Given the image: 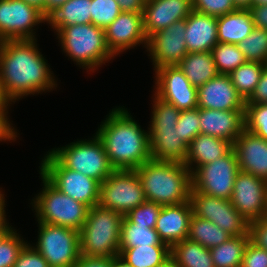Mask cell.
<instances>
[{
  "instance_id": "816d5d0a",
  "label": "cell",
  "mask_w": 267,
  "mask_h": 267,
  "mask_svg": "<svg viewBox=\"0 0 267 267\" xmlns=\"http://www.w3.org/2000/svg\"><path fill=\"white\" fill-rule=\"evenodd\" d=\"M5 214V196L0 189V232H9L12 229L5 218Z\"/></svg>"
},
{
  "instance_id": "7bdbcfd3",
  "label": "cell",
  "mask_w": 267,
  "mask_h": 267,
  "mask_svg": "<svg viewBox=\"0 0 267 267\" xmlns=\"http://www.w3.org/2000/svg\"><path fill=\"white\" fill-rule=\"evenodd\" d=\"M13 267H50L46 259L29 243L20 252Z\"/></svg>"
},
{
  "instance_id": "30bf717a",
  "label": "cell",
  "mask_w": 267,
  "mask_h": 267,
  "mask_svg": "<svg viewBox=\"0 0 267 267\" xmlns=\"http://www.w3.org/2000/svg\"><path fill=\"white\" fill-rule=\"evenodd\" d=\"M38 224V241L34 248L50 267H73L81 256L79 232L44 222Z\"/></svg>"
},
{
  "instance_id": "484cf974",
  "label": "cell",
  "mask_w": 267,
  "mask_h": 267,
  "mask_svg": "<svg viewBox=\"0 0 267 267\" xmlns=\"http://www.w3.org/2000/svg\"><path fill=\"white\" fill-rule=\"evenodd\" d=\"M255 28L248 9H237L217 17L218 42L238 45Z\"/></svg>"
},
{
  "instance_id": "5bb4252c",
  "label": "cell",
  "mask_w": 267,
  "mask_h": 267,
  "mask_svg": "<svg viewBox=\"0 0 267 267\" xmlns=\"http://www.w3.org/2000/svg\"><path fill=\"white\" fill-rule=\"evenodd\" d=\"M47 23L37 8L22 0H0V42L4 40L36 39L34 26Z\"/></svg>"
},
{
  "instance_id": "db71d44e",
  "label": "cell",
  "mask_w": 267,
  "mask_h": 267,
  "mask_svg": "<svg viewBox=\"0 0 267 267\" xmlns=\"http://www.w3.org/2000/svg\"><path fill=\"white\" fill-rule=\"evenodd\" d=\"M22 1H24L28 5L37 8L45 16V0H22Z\"/></svg>"
},
{
  "instance_id": "4dcf8cb0",
  "label": "cell",
  "mask_w": 267,
  "mask_h": 267,
  "mask_svg": "<svg viewBox=\"0 0 267 267\" xmlns=\"http://www.w3.org/2000/svg\"><path fill=\"white\" fill-rule=\"evenodd\" d=\"M232 236L213 222L192 215L187 239L197 242L205 248L219 246Z\"/></svg>"
},
{
  "instance_id": "9a60e30c",
  "label": "cell",
  "mask_w": 267,
  "mask_h": 267,
  "mask_svg": "<svg viewBox=\"0 0 267 267\" xmlns=\"http://www.w3.org/2000/svg\"><path fill=\"white\" fill-rule=\"evenodd\" d=\"M186 19L175 22L147 39V52L154 70L164 66H177L188 54L186 41Z\"/></svg>"
},
{
  "instance_id": "d6a6232c",
  "label": "cell",
  "mask_w": 267,
  "mask_h": 267,
  "mask_svg": "<svg viewBox=\"0 0 267 267\" xmlns=\"http://www.w3.org/2000/svg\"><path fill=\"white\" fill-rule=\"evenodd\" d=\"M144 245H167L163 243L155 228L147 225H135L125 216L122 219L119 248H134Z\"/></svg>"
},
{
  "instance_id": "7dc6e473",
  "label": "cell",
  "mask_w": 267,
  "mask_h": 267,
  "mask_svg": "<svg viewBox=\"0 0 267 267\" xmlns=\"http://www.w3.org/2000/svg\"><path fill=\"white\" fill-rule=\"evenodd\" d=\"M267 101V65L264 66L261 78L246 104L266 103Z\"/></svg>"
},
{
  "instance_id": "6da1fadb",
  "label": "cell",
  "mask_w": 267,
  "mask_h": 267,
  "mask_svg": "<svg viewBox=\"0 0 267 267\" xmlns=\"http://www.w3.org/2000/svg\"><path fill=\"white\" fill-rule=\"evenodd\" d=\"M36 39L0 42V77L11 102L31 94L56 89L55 77L38 50Z\"/></svg>"
},
{
  "instance_id": "52a82bcc",
  "label": "cell",
  "mask_w": 267,
  "mask_h": 267,
  "mask_svg": "<svg viewBox=\"0 0 267 267\" xmlns=\"http://www.w3.org/2000/svg\"><path fill=\"white\" fill-rule=\"evenodd\" d=\"M43 189L33 202L38 222L71 228L78 232L86 222L89 207L55 188L40 172Z\"/></svg>"
},
{
  "instance_id": "44dd1931",
  "label": "cell",
  "mask_w": 267,
  "mask_h": 267,
  "mask_svg": "<svg viewBox=\"0 0 267 267\" xmlns=\"http://www.w3.org/2000/svg\"><path fill=\"white\" fill-rule=\"evenodd\" d=\"M239 170L267 181V140L244 129L233 142Z\"/></svg>"
},
{
  "instance_id": "ac0fdd59",
  "label": "cell",
  "mask_w": 267,
  "mask_h": 267,
  "mask_svg": "<svg viewBox=\"0 0 267 267\" xmlns=\"http://www.w3.org/2000/svg\"><path fill=\"white\" fill-rule=\"evenodd\" d=\"M104 32L107 47L114 56L140 44L147 48L141 13L122 11Z\"/></svg>"
},
{
  "instance_id": "cb8c5ba5",
  "label": "cell",
  "mask_w": 267,
  "mask_h": 267,
  "mask_svg": "<svg viewBox=\"0 0 267 267\" xmlns=\"http://www.w3.org/2000/svg\"><path fill=\"white\" fill-rule=\"evenodd\" d=\"M184 38L188 53L211 52L218 43L217 17L193 10L186 18Z\"/></svg>"
},
{
  "instance_id": "bcb514c9",
  "label": "cell",
  "mask_w": 267,
  "mask_h": 267,
  "mask_svg": "<svg viewBox=\"0 0 267 267\" xmlns=\"http://www.w3.org/2000/svg\"><path fill=\"white\" fill-rule=\"evenodd\" d=\"M8 108L9 107H0V141H15L17 137V131L8 120Z\"/></svg>"
},
{
  "instance_id": "277c9868",
  "label": "cell",
  "mask_w": 267,
  "mask_h": 267,
  "mask_svg": "<svg viewBox=\"0 0 267 267\" xmlns=\"http://www.w3.org/2000/svg\"><path fill=\"white\" fill-rule=\"evenodd\" d=\"M149 139L151 159L184 163L188 144L182 139L176 123L181 110L154 94Z\"/></svg>"
},
{
  "instance_id": "f35d334b",
  "label": "cell",
  "mask_w": 267,
  "mask_h": 267,
  "mask_svg": "<svg viewBox=\"0 0 267 267\" xmlns=\"http://www.w3.org/2000/svg\"><path fill=\"white\" fill-rule=\"evenodd\" d=\"M245 129L267 140V104H246Z\"/></svg>"
},
{
  "instance_id": "4fadbf2b",
  "label": "cell",
  "mask_w": 267,
  "mask_h": 267,
  "mask_svg": "<svg viewBox=\"0 0 267 267\" xmlns=\"http://www.w3.org/2000/svg\"><path fill=\"white\" fill-rule=\"evenodd\" d=\"M190 203L195 216L213 222L231 236L246 235L249 231V223L230 200L191 191Z\"/></svg>"
},
{
  "instance_id": "681fc988",
  "label": "cell",
  "mask_w": 267,
  "mask_h": 267,
  "mask_svg": "<svg viewBox=\"0 0 267 267\" xmlns=\"http://www.w3.org/2000/svg\"><path fill=\"white\" fill-rule=\"evenodd\" d=\"M248 10L255 27L267 30V5L251 6Z\"/></svg>"
},
{
  "instance_id": "d6986e66",
  "label": "cell",
  "mask_w": 267,
  "mask_h": 267,
  "mask_svg": "<svg viewBox=\"0 0 267 267\" xmlns=\"http://www.w3.org/2000/svg\"><path fill=\"white\" fill-rule=\"evenodd\" d=\"M193 11L192 0H147L143 7V26L147 39Z\"/></svg>"
},
{
  "instance_id": "3957f363",
  "label": "cell",
  "mask_w": 267,
  "mask_h": 267,
  "mask_svg": "<svg viewBox=\"0 0 267 267\" xmlns=\"http://www.w3.org/2000/svg\"><path fill=\"white\" fill-rule=\"evenodd\" d=\"M135 171L147 201L168 206L190 200L192 173L183 163L150 159Z\"/></svg>"
},
{
  "instance_id": "91938a15",
  "label": "cell",
  "mask_w": 267,
  "mask_h": 267,
  "mask_svg": "<svg viewBox=\"0 0 267 267\" xmlns=\"http://www.w3.org/2000/svg\"><path fill=\"white\" fill-rule=\"evenodd\" d=\"M264 217L267 218V195H266V209H265Z\"/></svg>"
},
{
  "instance_id": "4316f807",
  "label": "cell",
  "mask_w": 267,
  "mask_h": 267,
  "mask_svg": "<svg viewBox=\"0 0 267 267\" xmlns=\"http://www.w3.org/2000/svg\"><path fill=\"white\" fill-rule=\"evenodd\" d=\"M177 67L197 88L219 74L211 52L188 53Z\"/></svg>"
},
{
  "instance_id": "f546056e",
  "label": "cell",
  "mask_w": 267,
  "mask_h": 267,
  "mask_svg": "<svg viewBox=\"0 0 267 267\" xmlns=\"http://www.w3.org/2000/svg\"><path fill=\"white\" fill-rule=\"evenodd\" d=\"M91 0H68L48 18L51 27L91 23Z\"/></svg>"
},
{
  "instance_id": "b9f144b4",
  "label": "cell",
  "mask_w": 267,
  "mask_h": 267,
  "mask_svg": "<svg viewBox=\"0 0 267 267\" xmlns=\"http://www.w3.org/2000/svg\"><path fill=\"white\" fill-rule=\"evenodd\" d=\"M194 11L220 17L237 10L232 0H192Z\"/></svg>"
},
{
  "instance_id": "ba28073f",
  "label": "cell",
  "mask_w": 267,
  "mask_h": 267,
  "mask_svg": "<svg viewBox=\"0 0 267 267\" xmlns=\"http://www.w3.org/2000/svg\"><path fill=\"white\" fill-rule=\"evenodd\" d=\"M91 139L78 140L49 152L65 168L78 171L101 184L115 169L110 164L102 140L97 134Z\"/></svg>"
},
{
  "instance_id": "e575fe53",
  "label": "cell",
  "mask_w": 267,
  "mask_h": 267,
  "mask_svg": "<svg viewBox=\"0 0 267 267\" xmlns=\"http://www.w3.org/2000/svg\"><path fill=\"white\" fill-rule=\"evenodd\" d=\"M219 74L229 75L247 60L237 45L220 43L211 50Z\"/></svg>"
},
{
  "instance_id": "836d02e7",
  "label": "cell",
  "mask_w": 267,
  "mask_h": 267,
  "mask_svg": "<svg viewBox=\"0 0 267 267\" xmlns=\"http://www.w3.org/2000/svg\"><path fill=\"white\" fill-rule=\"evenodd\" d=\"M265 65L247 61L229 74L231 83L245 101L254 92Z\"/></svg>"
},
{
  "instance_id": "60d3db41",
  "label": "cell",
  "mask_w": 267,
  "mask_h": 267,
  "mask_svg": "<svg viewBox=\"0 0 267 267\" xmlns=\"http://www.w3.org/2000/svg\"><path fill=\"white\" fill-rule=\"evenodd\" d=\"M182 139L189 145L200 134L199 108L182 110L176 123Z\"/></svg>"
},
{
  "instance_id": "ab89813d",
  "label": "cell",
  "mask_w": 267,
  "mask_h": 267,
  "mask_svg": "<svg viewBox=\"0 0 267 267\" xmlns=\"http://www.w3.org/2000/svg\"><path fill=\"white\" fill-rule=\"evenodd\" d=\"M161 208V205L146 200L128 212L125 217L135 225H147L149 228H155Z\"/></svg>"
},
{
  "instance_id": "94428289",
  "label": "cell",
  "mask_w": 267,
  "mask_h": 267,
  "mask_svg": "<svg viewBox=\"0 0 267 267\" xmlns=\"http://www.w3.org/2000/svg\"><path fill=\"white\" fill-rule=\"evenodd\" d=\"M8 232H0V238Z\"/></svg>"
},
{
  "instance_id": "7402d4cb",
  "label": "cell",
  "mask_w": 267,
  "mask_h": 267,
  "mask_svg": "<svg viewBox=\"0 0 267 267\" xmlns=\"http://www.w3.org/2000/svg\"><path fill=\"white\" fill-rule=\"evenodd\" d=\"M200 132L233 144L245 129V110L199 109Z\"/></svg>"
},
{
  "instance_id": "9c48e42d",
  "label": "cell",
  "mask_w": 267,
  "mask_h": 267,
  "mask_svg": "<svg viewBox=\"0 0 267 267\" xmlns=\"http://www.w3.org/2000/svg\"><path fill=\"white\" fill-rule=\"evenodd\" d=\"M40 165V173L60 192L89 208L98 204L100 183L97 180L65 168L49 151Z\"/></svg>"
},
{
  "instance_id": "6f0895ef",
  "label": "cell",
  "mask_w": 267,
  "mask_h": 267,
  "mask_svg": "<svg viewBox=\"0 0 267 267\" xmlns=\"http://www.w3.org/2000/svg\"><path fill=\"white\" fill-rule=\"evenodd\" d=\"M237 9H249L252 6V0H232Z\"/></svg>"
},
{
  "instance_id": "603a6c76",
  "label": "cell",
  "mask_w": 267,
  "mask_h": 267,
  "mask_svg": "<svg viewBox=\"0 0 267 267\" xmlns=\"http://www.w3.org/2000/svg\"><path fill=\"white\" fill-rule=\"evenodd\" d=\"M192 215L190 200L178 205L162 206L155 226L160 240L171 248L187 239Z\"/></svg>"
},
{
  "instance_id": "8fae6325",
  "label": "cell",
  "mask_w": 267,
  "mask_h": 267,
  "mask_svg": "<svg viewBox=\"0 0 267 267\" xmlns=\"http://www.w3.org/2000/svg\"><path fill=\"white\" fill-rule=\"evenodd\" d=\"M146 201L135 170H114L99 187L98 205L125 216Z\"/></svg>"
},
{
  "instance_id": "d4e9b609",
  "label": "cell",
  "mask_w": 267,
  "mask_h": 267,
  "mask_svg": "<svg viewBox=\"0 0 267 267\" xmlns=\"http://www.w3.org/2000/svg\"><path fill=\"white\" fill-rule=\"evenodd\" d=\"M232 148L233 144L227 140L200 133L189 144L183 164L193 173L199 166L225 156Z\"/></svg>"
},
{
  "instance_id": "5b68a950",
  "label": "cell",
  "mask_w": 267,
  "mask_h": 267,
  "mask_svg": "<svg viewBox=\"0 0 267 267\" xmlns=\"http://www.w3.org/2000/svg\"><path fill=\"white\" fill-rule=\"evenodd\" d=\"M52 28L66 56L87 71L94 72L115 57L107 47L104 29L92 23Z\"/></svg>"
},
{
  "instance_id": "2e32d148",
  "label": "cell",
  "mask_w": 267,
  "mask_h": 267,
  "mask_svg": "<svg viewBox=\"0 0 267 267\" xmlns=\"http://www.w3.org/2000/svg\"><path fill=\"white\" fill-rule=\"evenodd\" d=\"M267 181L250 173L239 171L230 198L232 205L250 224L264 217Z\"/></svg>"
},
{
  "instance_id": "9f6ffc18",
  "label": "cell",
  "mask_w": 267,
  "mask_h": 267,
  "mask_svg": "<svg viewBox=\"0 0 267 267\" xmlns=\"http://www.w3.org/2000/svg\"><path fill=\"white\" fill-rule=\"evenodd\" d=\"M112 267H133L120 255L112 257Z\"/></svg>"
},
{
  "instance_id": "8992f818",
  "label": "cell",
  "mask_w": 267,
  "mask_h": 267,
  "mask_svg": "<svg viewBox=\"0 0 267 267\" xmlns=\"http://www.w3.org/2000/svg\"><path fill=\"white\" fill-rule=\"evenodd\" d=\"M123 215L109 208H89L86 222L79 231L80 254L88 257L119 255Z\"/></svg>"
},
{
  "instance_id": "f1b7e54d",
  "label": "cell",
  "mask_w": 267,
  "mask_h": 267,
  "mask_svg": "<svg viewBox=\"0 0 267 267\" xmlns=\"http://www.w3.org/2000/svg\"><path fill=\"white\" fill-rule=\"evenodd\" d=\"M173 267H215L210 249L184 239L170 248Z\"/></svg>"
},
{
  "instance_id": "7a4b0ae2",
  "label": "cell",
  "mask_w": 267,
  "mask_h": 267,
  "mask_svg": "<svg viewBox=\"0 0 267 267\" xmlns=\"http://www.w3.org/2000/svg\"><path fill=\"white\" fill-rule=\"evenodd\" d=\"M96 131L115 170H135L151 159L149 131L132 118L127 108L110 111Z\"/></svg>"
},
{
  "instance_id": "74e56055",
  "label": "cell",
  "mask_w": 267,
  "mask_h": 267,
  "mask_svg": "<svg viewBox=\"0 0 267 267\" xmlns=\"http://www.w3.org/2000/svg\"><path fill=\"white\" fill-rule=\"evenodd\" d=\"M116 0H91V23L105 29L121 13Z\"/></svg>"
},
{
  "instance_id": "680465c9",
  "label": "cell",
  "mask_w": 267,
  "mask_h": 267,
  "mask_svg": "<svg viewBox=\"0 0 267 267\" xmlns=\"http://www.w3.org/2000/svg\"><path fill=\"white\" fill-rule=\"evenodd\" d=\"M267 5V0H252V6Z\"/></svg>"
},
{
  "instance_id": "8d00e7d4",
  "label": "cell",
  "mask_w": 267,
  "mask_h": 267,
  "mask_svg": "<svg viewBox=\"0 0 267 267\" xmlns=\"http://www.w3.org/2000/svg\"><path fill=\"white\" fill-rule=\"evenodd\" d=\"M15 230L12 228L0 238V267H13L27 244Z\"/></svg>"
},
{
  "instance_id": "c3c4849f",
  "label": "cell",
  "mask_w": 267,
  "mask_h": 267,
  "mask_svg": "<svg viewBox=\"0 0 267 267\" xmlns=\"http://www.w3.org/2000/svg\"><path fill=\"white\" fill-rule=\"evenodd\" d=\"M73 267H112V258L81 255Z\"/></svg>"
},
{
  "instance_id": "ee69618b",
  "label": "cell",
  "mask_w": 267,
  "mask_h": 267,
  "mask_svg": "<svg viewBox=\"0 0 267 267\" xmlns=\"http://www.w3.org/2000/svg\"><path fill=\"white\" fill-rule=\"evenodd\" d=\"M241 267H267V249L248 242Z\"/></svg>"
},
{
  "instance_id": "ffe728a7",
  "label": "cell",
  "mask_w": 267,
  "mask_h": 267,
  "mask_svg": "<svg viewBox=\"0 0 267 267\" xmlns=\"http://www.w3.org/2000/svg\"><path fill=\"white\" fill-rule=\"evenodd\" d=\"M197 108L214 110H245L246 101L231 83L229 75L218 74L197 88Z\"/></svg>"
},
{
  "instance_id": "11a10c76",
  "label": "cell",
  "mask_w": 267,
  "mask_h": 267,
  "mask_svg": "<svg viewBox=\"0 0 267 267\" xmlns=\"http://www.w3.org/2000/svg\"><path fill=\"white\" fill-rule=\"evenodd\" d=\"M10 104H12V102L5 94V91L2 85V79L0 77V107H8Z\"/></svg>"
},
{
  "instance_id": "1f68e13d",
  "label": "cell",
  "mask_w": 267,
  "mask_h": 267,
  "mask_svg": "<svg viewBox=\"0 0 267 267\" xmlns=\"http://www.w3.org/2000/svg\"><path fill=\"white\" fill-rule=\"evenodd\" d=\"M246 235L232 236L228 241L210 249L215 267H241L242 259L248 242Z\"/></svg>"
},
{
  "instance_id": "e0dca14e",
  "label": "cell",
  "mask_w": 267,
  "mask_h": 267,
  "mask_svg": "<svg viewBox=\"0 0 267 267\" xmlns=\"http://www.w3.org/2000/svg\"><path fill=\"white\" fill-rule=\"evenodd\" d=\"M155 71V95L179 110L197 108V87L177 66H164Z\"/></svg>"
},
{
  "instance_id": "f907efd6",
  "label": "cell",
  "mask_w": 267,
  "mask_h": 267,
  "mask_svg": "<svg viewBox=\"0 0 267 267\" xmlns=\"http://www.w3.org/2000/svg\"><path fill=\"white\" fill-rule=\"evenodd\" d=\"M121 11L143 13L144 0H116Z\"/></svg>"
},
{
  "instance_id": "d590c367",
  "label": "cell",
  "mask_w": 267,
  "mask_h": 267,
  "mask_svg": "<svg viewBox=\"0 0 267 267\" xmlns=\"http://www.w3.org/2000/svg\"><path fill=\"white\" fill-rule=\"evenodd\" d=\"M247 61L267 62V30L255 27L253 31L238 45Z\"/></svg>"
},
{
  "instance_id": "f6af8a7d",
  "label": "cell",
  "mask_w": 267,
  "mask_h": 267,
  "mask_svg": "<svg viewBox=\"0 0 267 267\" xmlns=\"http://www.w3.org/2000/svg\"><path fill=\"white\" fill-rule=\"evenodd\" d=\"M250 241L260 248L267 249V218L263 217L249 224Z\"/></svg>"
},
{
  "instance_id": "7c38bea8",
  "label": "cell",
  "mask_w": 267,
  "mask_h": 267,
  "mask_svg": "<svg viewBox=\"0 0 267 267\" xmlns=\"http://www.w3.org/2000/svg\"><path fill=\"white\" fill-rule=\"evenodd\" d=\"M239 171L237 156L232 148L225 156L199 166L192 173L191 191L230 200Z\"/></svg>"
},
{
  "instance_id": "83f0119b",
  "label": "cell",
  "mask_w": 267,
  "mask_h": 267,
  "mask_svg": "<svg viewBox=\"0 0 267 267\" xmlns=\"http://www.w3.org/2000/svg\"><path fill=\"white\" fill-rule=\"evenodd\" d=\"M119 255L133 267H168L171 264L168 245L119 248Z\"/></svg>"
},
{
  "instance_id": "f5cc1de1",
  "label": "cell",
  "mask_w": 267,
  "mask_h": 267,
  "mask_svg": "<svg viewBox=\"0 0 267 267\" xmlns=\"http://www.w3.org/2000/svg\"><path fill=\"white\" fill-rule=\"evenodd\" d=\"M68 0H45V17L48 18L54 11Z\"/></svg>"
}]
</instances>
